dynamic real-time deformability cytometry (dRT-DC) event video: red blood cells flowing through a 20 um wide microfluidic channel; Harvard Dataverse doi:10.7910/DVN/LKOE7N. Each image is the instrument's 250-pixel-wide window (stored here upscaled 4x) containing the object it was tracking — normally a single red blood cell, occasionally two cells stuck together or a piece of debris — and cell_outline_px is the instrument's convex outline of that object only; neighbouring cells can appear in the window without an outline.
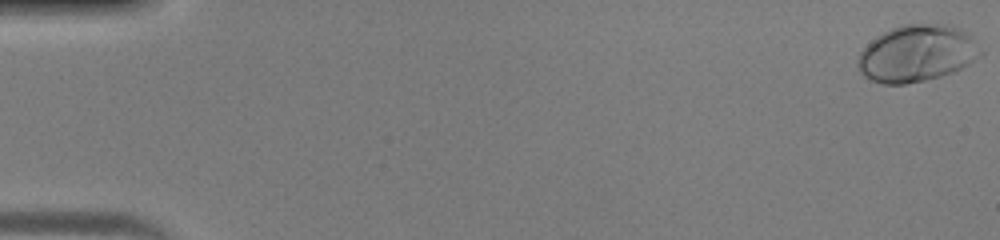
{"species": "human", "species_latin": "Homo sapiens", "temperature_condition": "warm", "stored_images_in_passage": 46, "camera_frame_rate_fps": 3000, "um_per_image_px": 0.085, "donor": {"sex": "male"}, "frame": {"image": 1, "passage_image": 1, "time_ms": 0.0, "image_size_px": [1000, 240], "cell_outline_px": [[984, 52], [980, 56], [956, 72], [924, 80], [904, 84], [880, 84], [864, 76], [860, 72], [856, 64], [856, 60], [860, 52], [876, 36], [900, 24], [948, 24], [960, 28], [968, 32], [972, 36]], "centroid_in_image_um": [77.95, 4.54], "position_along_channel_um": 7.0, "area_um2": 40.98}}
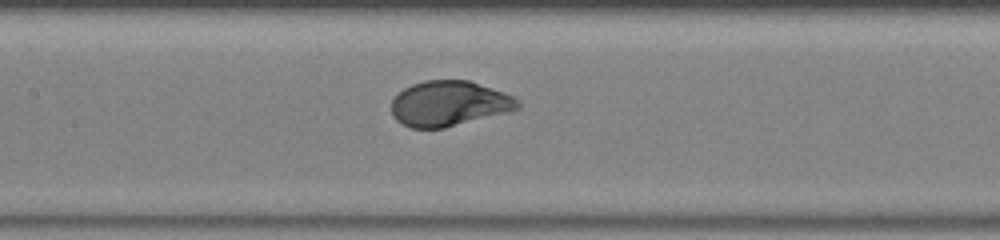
{"frame": {"image": 2, "passage_image": 23, "time_ms": 7.333, "image_size_px": [1000, 240], "cell_outline_px": [[520, 108], [512, 112], [444, 128], [412, 128], [396, 120], [392, 116], [392, 100], [404, 88], [412, 84], [424, 80], [468, 80], [504, 92], [520, 100]], "centroid_in_image_um": [38.21, 8.81], "position_along_channel_um": 169.2, "area_um2": 33.52}}
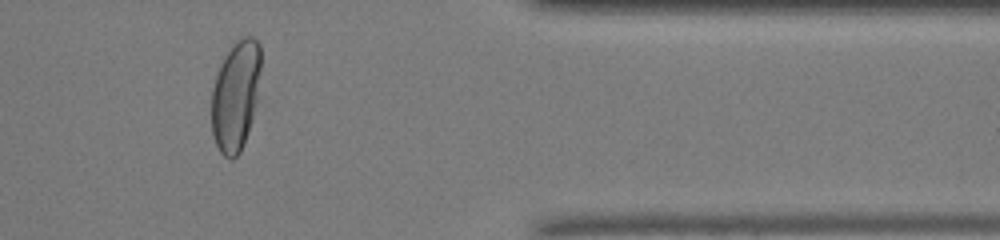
{"frame": {"image": 3, "passage_image": 39, "time_ms": 12.667, "image_size_px": [1000, 240], "cell_outline_px": [[260, 68], [256, 104], [248, 132], [240, 152], [232, 160], [228, 160], [220, 152], [216, 144], [212, 132], [212, 88], [220, 64], [224, 56], [232, 44], [236, 40], [244, 36], [252, 36], [260, 44]], "centroid_in_image_um": [20.02, 8.12], "position_along_channel_um": 391.4, "area_um2": 31.62}}